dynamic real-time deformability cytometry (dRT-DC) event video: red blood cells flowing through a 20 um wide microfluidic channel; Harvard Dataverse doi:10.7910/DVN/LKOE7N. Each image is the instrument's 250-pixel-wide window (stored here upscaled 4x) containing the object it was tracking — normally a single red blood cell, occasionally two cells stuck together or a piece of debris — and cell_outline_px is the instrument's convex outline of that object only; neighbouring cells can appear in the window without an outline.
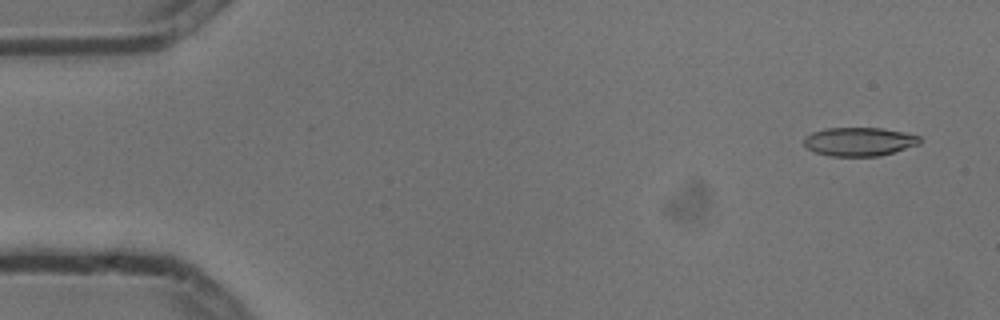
{"species": "common noctule bat (a hibernating species)", "species_latin": "Nyctalus noctula", "temperature_condition": "cold", "stored_images_in_passage": 4, "camera_frame_rate_fps": 3000, "um_per_image_px": 0.085, "animal": {"sex": "male", "body_mass_g": 13.3}, "frame": {"image": 1, "passage_image": 1, "time_ms": 0.0, "image_size_px": [1000, 320], "cell_outline_px": [[920, 144], [880, 156], [828, 156], [816, 152], [808, 148], [804, 144], [804, 140], [812, 132], [828, 128], [880, 128], [904, 132], [920, 136]], "centroid_in_image_um": [73.06, 12.04], "position_along_channel_um": 11.9, "area_um2": 19.19}}
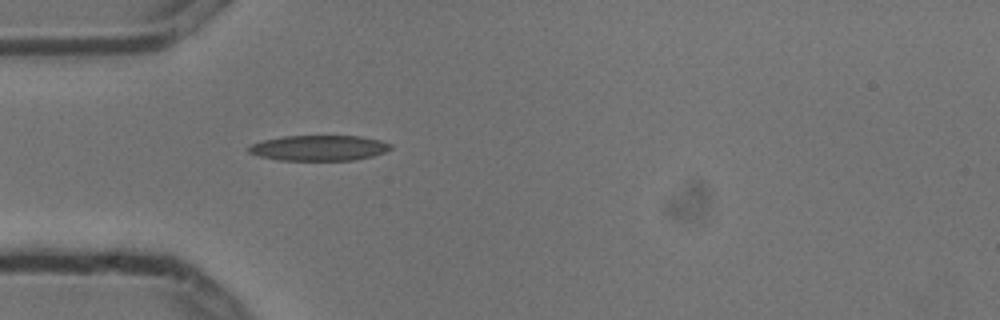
{"frame": {"image": 2, "passage_image": 4, "time_ms": 1.0, "image_size_px": [1000, 320], "cell_outline_px": [[392, 148], [384, 152], [372, 156], [352, 160], [280, 160], [260, 156], [248, 152], [248, 148], [252, 144], [264, 140], [284, 136], [360, 136], [380, 140], [392, 144]], "centroid_in_image_um": [27.14, 12.57], "position_along_channel_um": 57.9, "area_um2": 20.87}}